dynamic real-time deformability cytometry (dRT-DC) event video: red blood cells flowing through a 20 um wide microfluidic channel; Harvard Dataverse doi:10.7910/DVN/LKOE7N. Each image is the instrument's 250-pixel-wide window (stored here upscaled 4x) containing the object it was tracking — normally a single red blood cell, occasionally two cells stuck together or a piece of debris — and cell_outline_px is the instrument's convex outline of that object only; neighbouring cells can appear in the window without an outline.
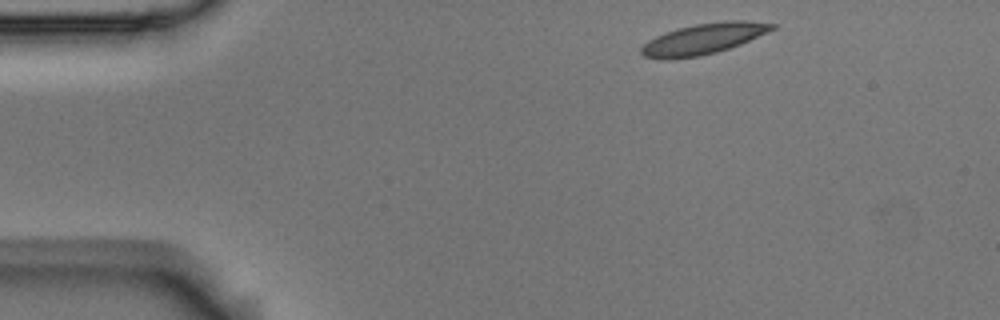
{"species": "Egyptian fruit bat (a non-hibernating species)", "species_latin": "Rousettus aegyptiacus", "temperature_condition": "room temperature", "stored_images_in_passage": 4, "camera_frame_rate_fps": 3000, "um_per_image_px": 0.085, "animal": {"sex": "male"}, "frame": {"image": 1, "passage_image": 1, "time_ms": 0.0, "image_size_px": [1000, 320], "cell_outline_px": [[776, 28], [768, 32], [740, 44], [716, 52], [700, 56], [668, 60], [660, 60], [644, 56], [640, 52], [640, 48], [648, 40], [664, 32], [676, 28], [696, 24], [724, 20], [748, 20], [776, 24]], "centroid_in_image_um": [59.77, 3.3], "position_along_channel_um": 25.2, "area_um2": 23.7}}
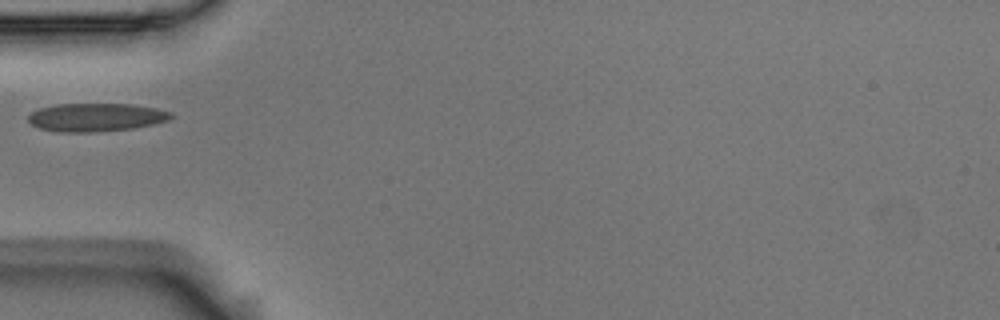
{"frame": {"image": 2, "passage_image": 4, "time_ms": 1.0, "image_size_px": [1000, 320], "cell_outline_px": [[176, 116], [168, 120], [152, 124], [132, 128], [92, 132], [60, 132], [40, 128], [32, 124], [28, 120], [28, 116], [32, 112], [40, 108], [56, 104], [132, 104], [156, 108], [172, 112]], "centroid_in_image_um": [8.19, 9.96], "position_along_channel_um": 76.8, "area_um2": 23.41}}